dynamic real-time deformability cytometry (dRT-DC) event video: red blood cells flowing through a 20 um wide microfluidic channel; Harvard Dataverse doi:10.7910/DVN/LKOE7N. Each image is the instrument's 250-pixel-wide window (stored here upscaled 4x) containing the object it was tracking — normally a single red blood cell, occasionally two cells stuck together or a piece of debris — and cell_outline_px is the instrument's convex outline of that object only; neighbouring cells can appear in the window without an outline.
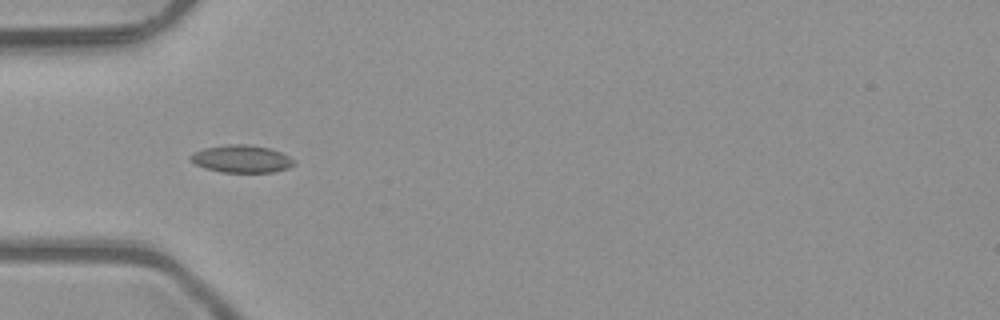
{"species": "common noctule bat (a hibernating species)", "species_latin": "Nyctalus noctula", "temperature_condition": "room temperature", "stored_images_in_passage": 6, "camera_frame_rate_fps": 3000, "um_per_image_px": 0.085, "animal": {"sex": "male", "body_mass_g": 23.1, "forearm_length_mm": 52.7}, "frame": {"image": 1, "passage_image": 4, "time_ms": 1.0, "image_size_px": [1000, 320], "cell_outline_px": [[296, 164], [288, 168], [276, 172], [220, 172], [204, 168], [188, 160], [188, 156], [192, 152], [204, 148], [224, 144], [248, 144], [268, 148], [280, 152], [296, 160]], "centroid_in_image_um": [20.5, 13.5], "position_along_channel_um": 64.5, "area_um2": 16.88}}
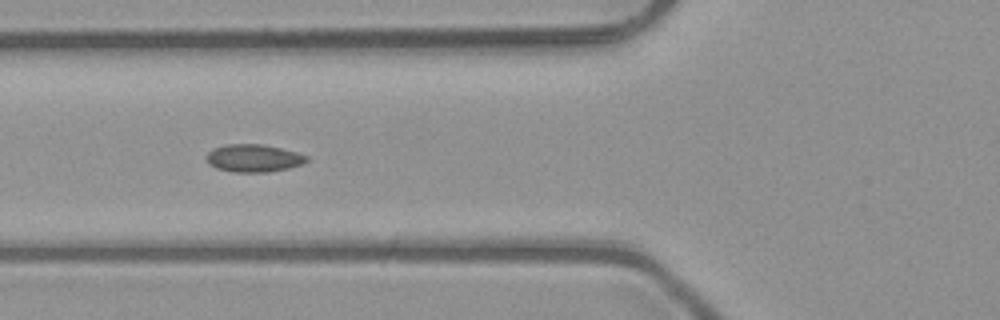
{"frame": {"image": 2, "passage_image": 5, "time_ms": 1.333, "image_size_px": [1000, 320], "cell_outline_px": [[308, 160], [300, 164], [288, 168], [268, 172], [236, 172], [216, 168], [208, 164], [204, 156], [208, 152], [216, 148], [228, 144], [260, 144], [280, 148], [296, 152], [308, 156]], "centroid_in_image_um": [21.52, 13.45], "position_along_channel_um": 104.3, "area_um2": 16.01}}
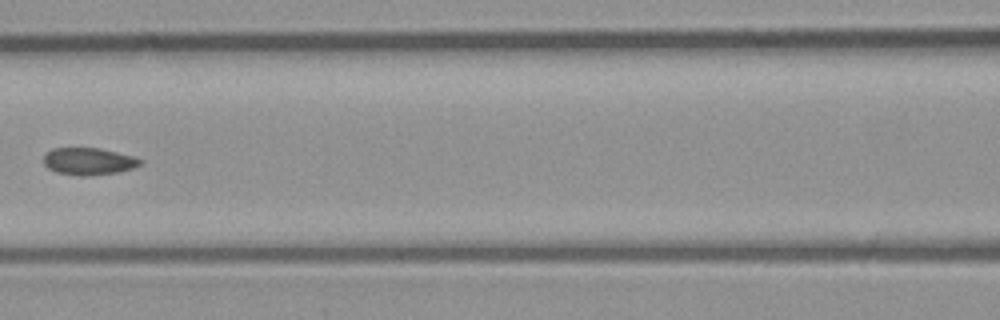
{"frame": {"image": 3, "passage_image": 6, "time_ms": 1.667, "image_size_px": [1000, 320], "cell_outline_px": [[144, 164], [120, 172], [84, 176], [56, 172], [48, 168], [44, 164], [44, 156], [52, 148], [100, 148], [132, 156], [144, 160]], "centroid_in_image_um": [7.57, 13.71], "position_along_channel_um": 159.0, "area_um2": 15.26}}